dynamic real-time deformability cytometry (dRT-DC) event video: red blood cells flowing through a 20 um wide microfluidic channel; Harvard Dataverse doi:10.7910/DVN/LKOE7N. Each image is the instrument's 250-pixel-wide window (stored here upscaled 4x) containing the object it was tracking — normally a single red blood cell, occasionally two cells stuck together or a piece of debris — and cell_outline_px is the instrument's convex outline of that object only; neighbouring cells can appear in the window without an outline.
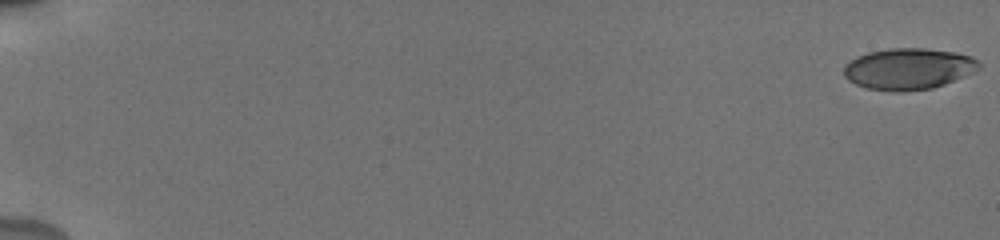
{"species": "human", "species_latin": "Homo sapiens", "temperature_condition": "cold", "stored_images_in_passage": 56, "camera_frame_rate_fps": 3000, "um_per_image_px": 0.085, "donor": {"sex": "male"}, "frame": {"image": 1, "passage_image": 1, "time_ms": 0.0, "image_size_px": [1000, 240], "cell_outline_px": [[980, 68], [976, 72], [944, 84], [932, 88], [900, 92], [896, 92], [868, 88], [856, 84], [848, 80], [844, 76], [844, 64], [848, 60], [856, 56], [868, 52], [888, 48], [924, 48], [956, 52], [972, 56], [980, 64]], "centroid_in_image_um": [77.21, 5.84], "position_along_channel_um": 7.8, "area_um2": 32.83}}
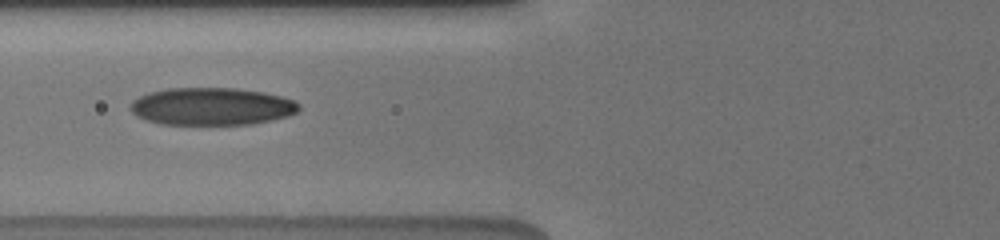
{"frame": {"image": 2, "passage_image": 25, "time_ms": 8.0, "image_size_px": [1000, 240], "cell_outline_px": [[300, 108], [296, 112], [288, 116], [272, 120], [252, 124], [160, 124], [144, 120], [136, 116], [128, 108], [128, 104], [132, 100], [148, 92], [168, 88], [236, 88], [264, 92], [280, 96], [292, 100], [300, 104]], "centroid_in_image_um": [17.94, 9.04], "position_along_channel_um": 107.9, "area_um2": 37.11}}
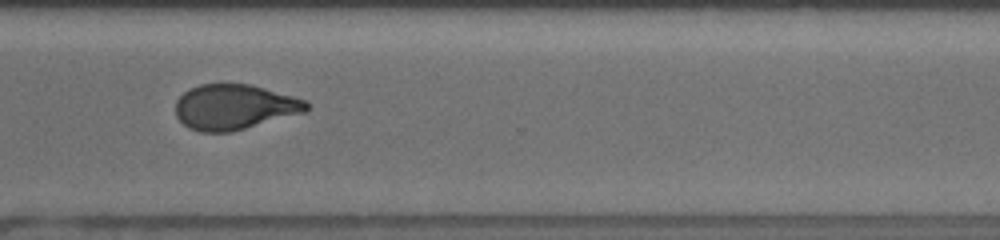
{"frame": {"image": 3, "passage_image": 44, "time_ms": 14.333, "image_size_px": [1000, 240], "cell_outline_px": [[308, 108], [304, 112], [244, 128], [228, 132], [200, 132], [188, 128], [176, 116], [176, 100], [184, 92], [200, 84], [248, 84], [264, 88], [308, 100]], "centroid_in_image_um": [19.9, 9.09], "position_along_channel_um": 350.7, "area_um2": 34.1}, "authors_computed_cell_mechanics": {"area_um2": 34.5066, "velocity_mm_per_s": 3.8361, "shape_relaxation_time_tau1_ms": 5.0948, "shape_relaxation_time_tau2_ms": 1.4813, "deformation_change_tau1": 0.1772, "deformation_change_tau2": 0.076}}